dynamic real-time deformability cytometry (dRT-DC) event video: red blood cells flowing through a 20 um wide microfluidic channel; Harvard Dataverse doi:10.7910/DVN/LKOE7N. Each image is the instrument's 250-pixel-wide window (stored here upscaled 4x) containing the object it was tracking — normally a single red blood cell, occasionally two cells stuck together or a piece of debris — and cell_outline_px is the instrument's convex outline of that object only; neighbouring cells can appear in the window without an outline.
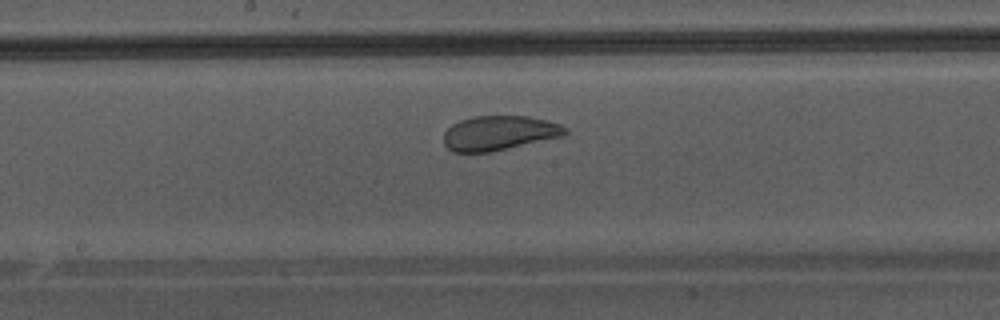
{"species": "Egyptian fruit bat (a non-hibernating species)", "species_latin": "Rousettus aegyptiacus", "temperature_condition": "warm", "stored_images_in_passage": 37, "camera_frame_rate_fps": 3000, "um_per_image_px": 0.085, "animal": {"sex": "male"}, "frame": {"image": 1, "passage_image": 16, "time_ms": 5.0, "image_size_px": [1000, 320], "cell_outline_px": [[568, 132], [564, 136], [492, 152], [452, 152], [444, 144], [444, 132], [452, 124], [460, 120], [472, 116], [528, 116], [548, 120], [560, 124], [568, 128]], "centroid_in_image_um": [42.45, 11.31], "position_along_channel_um": 205.7, "area_um2": 24.74}}